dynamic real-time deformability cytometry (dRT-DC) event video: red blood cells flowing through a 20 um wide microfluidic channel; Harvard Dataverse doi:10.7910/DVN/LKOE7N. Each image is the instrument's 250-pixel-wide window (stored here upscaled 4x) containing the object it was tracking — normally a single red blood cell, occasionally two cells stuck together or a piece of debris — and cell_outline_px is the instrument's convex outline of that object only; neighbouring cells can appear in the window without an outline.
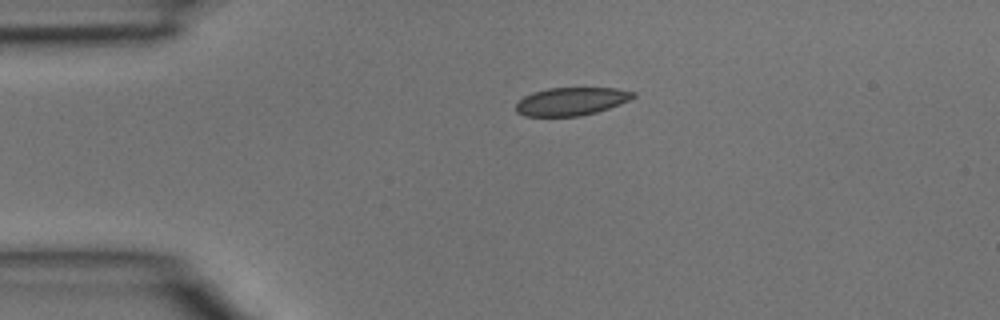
{"species": "common noctule bat (a hibernating species)", "species_latin": "Nyctalus noctula", "temperature_condition": "room temperature", "stored_images_in_passage": 4, "camera_frame_rate_fps": 3000, "um_per_image_px": 0.085, "animal": {"sex": "male", "body_mass_g": 15.6}, "frame": {"image": 1, "passage_image": 4, "time_ms": 1.0, "image_size_px": [1000, 320], "cell_outline_px": [[636, 96], [620, 104], [596, 112], [580, 116], [524, 116], [516, 112], [516, 104], [524, 96], [532, 92], [548, 88], [616, 88], [636, 92]], "centroid_in_image_um": [48.55, 8.61], "position_along_channel_um": 36.4, "area_um2": 19.13}}